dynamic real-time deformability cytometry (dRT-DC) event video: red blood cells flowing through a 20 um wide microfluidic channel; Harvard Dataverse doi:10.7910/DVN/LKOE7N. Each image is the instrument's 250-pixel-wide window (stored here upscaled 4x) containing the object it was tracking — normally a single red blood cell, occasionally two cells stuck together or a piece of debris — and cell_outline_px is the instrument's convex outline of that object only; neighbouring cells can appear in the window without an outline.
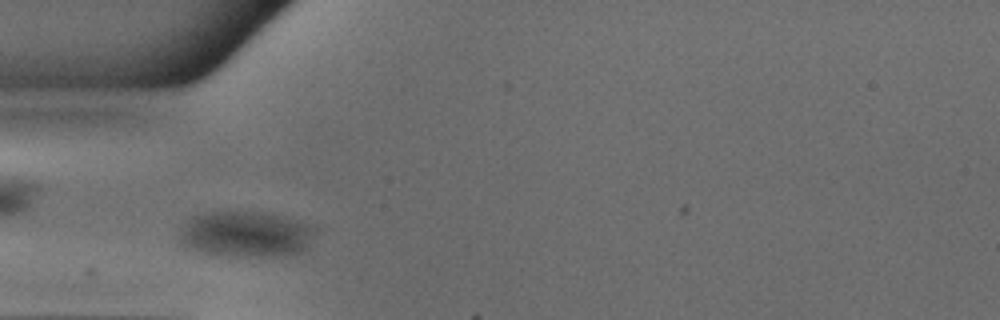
{"species": "common noctule bat (a hibernating species)", "species_latin": "Nyctalus noctula", "temperature_condition": "warm", "stored_images_in_passage": 36, "camera_frame_rate_fps": 3000, "um_per_image_px": 0.085, "animal": {"sex": "male", "body_mass_g": 18.8}, "frame": {"image": 1, "passage_image": 1, "time_ms": 0.0, "image_size_px": [1000, 320], "cell_outline_px": [[316, 232], [308, 248], [300, 252], [288, 256], [232, 256], [204, 252], [180, 244], [176, 236], [188, 220], [192, 216], [204, 212], [272, 212], [308, 224], [316, 228]], "centroid_in_image_um": [20.93, 19.9], "position_along_channel_um": 64.1, "area_um2": 36.7}}
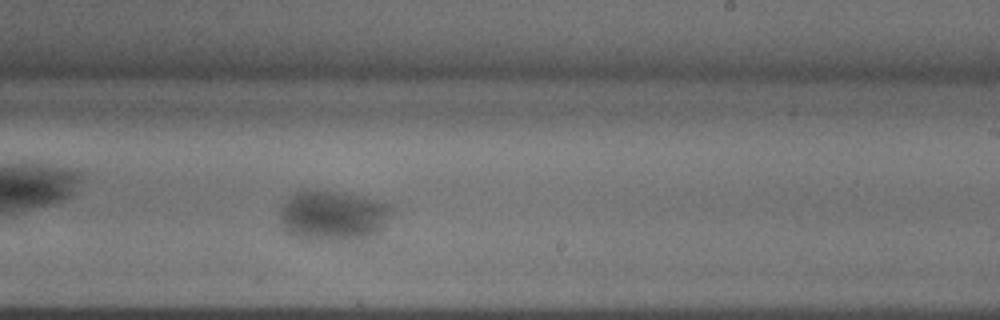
{"frame": {"image": 2, "passage_image": 16, "time_ms": 5.0, "image_size_px": [1000, 320], "cell_outline_px": [[392, 212], [380, 228], [376, 232], [368, 236], [340, 240], [328, 240], [292, 236], [284, 228], [280, 220], [280, 204], [288, 196], [296, 192], [336, 192], [356, 196], [388, 204], [392, 208]], "centroid_in_image_um": [28.22, 18.33], "position_along_channel_um": 260.8, "area_um2": 31.5}}
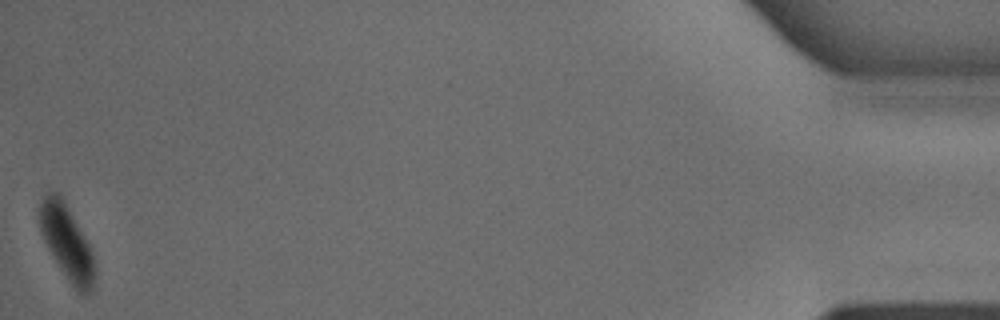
{"frame": {"image": 3, "passage_image": 36, "time_ms": 11.667, "image_size_px": [1000, 320], "cell_outline_px": [[96, 292], [88, 296], [80, 292], [68, 280], [52, 256], [40, 232], [40, 204], [44, 196], [48, 192], [60, 192], [84, 236], [92, 252], [96, 264]], "centroid_in_image_um": [5.74, 20.68], "position_along_channel_um": 429.5, "area_um2": 24.22}}